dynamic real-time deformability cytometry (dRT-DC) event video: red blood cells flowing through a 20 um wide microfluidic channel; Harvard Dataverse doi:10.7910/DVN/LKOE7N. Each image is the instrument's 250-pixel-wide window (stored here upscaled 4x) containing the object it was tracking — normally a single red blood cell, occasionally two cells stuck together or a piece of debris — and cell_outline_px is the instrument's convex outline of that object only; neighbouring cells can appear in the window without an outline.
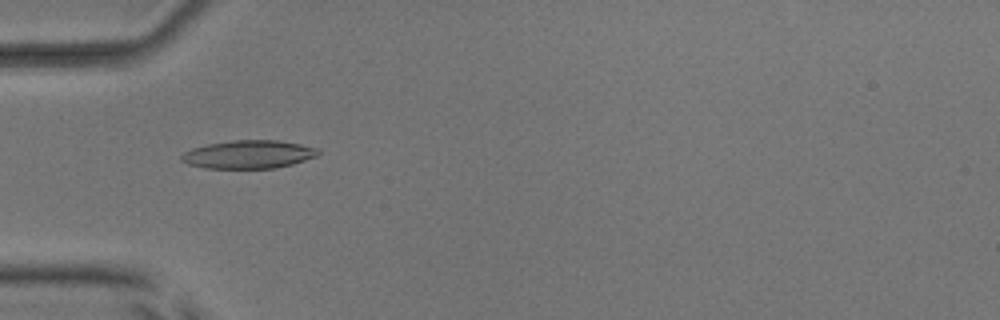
{"species": "common noctule bat (a hibernating species)", "species_latin": "Nyctalus noctula", "temperature_condition": "room temperature", "stored_images_in_passage": 54, "camera_frame_rate_fps": 3000, "um_per_image_px": 0.085, "animal": {"sex": "male", "body_mass_g": 17.9, "forearm_length_mm": 54.2}, "frame": {"image": 1, "passage_image": 18, "time_ms": 5.667, "image_size_px": [1000, 320], "cell_outline_px": [[320, 152], [316, 156], [292, 164], [276, 168], [204, 168], [188, 164], [180, 160], [180, 156], [184, 152], [192, 148], [208, 144], [232, 140], [276, 140], [300, 144], [316, 148]], "centroid_in_image_um": [21.09, 13.12], "position_along_channel_um": 63.9, "area_um2": 22.37}}
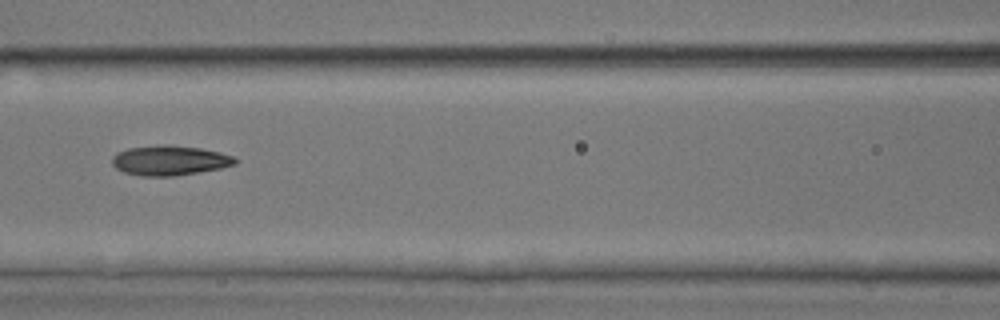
{"frame": {"image": 2, "passage_image": 25, "time_ms": 8.0, "image_size_px": [1000, 320], "cell_outline_px": [[240, 160], [236, 164], [220, 168], [200, 172], [176, 176], [140, 176], [124, 172], [116, 168], [112, 164], [112, 156], [116, 152], [128, 148], [200, 148], [220, 152], [232, 156]], "centroid_in_image_um": [14.44, 13.7], "position_along_channel_um": 152.2, "area_um2": 20.52}}
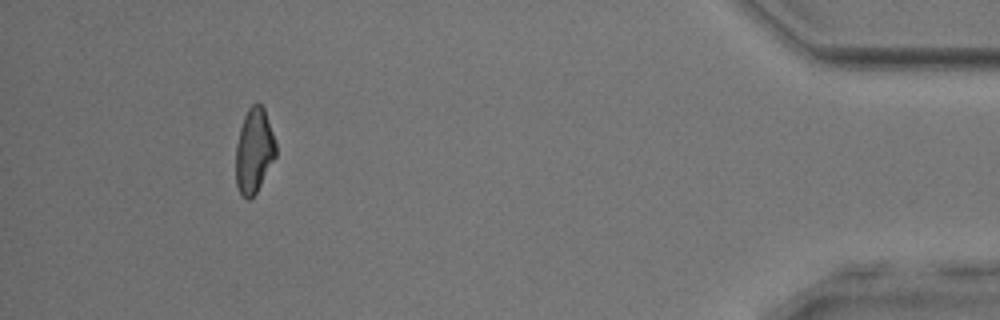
{"frame": {"image": 3, "passage_image": 50, "time_ms": 16.333, "image_size_px": [1000, 320], "cell_outline_px": [[276, 156], [256, 192], [248, 200], [240, 196], [236, 184], [236, 144], [240, 128], [244, 116], [248, 108], [252, 104], [260, 104], [264, 108], [276, 144]], "centroid_in_image_um": [21.58, 12.83], "position_along_channel_um": 413.6, "area_um2": 19.65}, "authors_computed_cell_mechanics": {"area_um2": 21.0392, "velocity_mm_per_s": 3.8728, "shape_relaxation_time_tau1_ms": 5.1591, "shape_relaxation_time_tau2_ms": 3.0946, "deformation_change_tau1": 0.1841, "deformation_change_tau2": 0.1154}}